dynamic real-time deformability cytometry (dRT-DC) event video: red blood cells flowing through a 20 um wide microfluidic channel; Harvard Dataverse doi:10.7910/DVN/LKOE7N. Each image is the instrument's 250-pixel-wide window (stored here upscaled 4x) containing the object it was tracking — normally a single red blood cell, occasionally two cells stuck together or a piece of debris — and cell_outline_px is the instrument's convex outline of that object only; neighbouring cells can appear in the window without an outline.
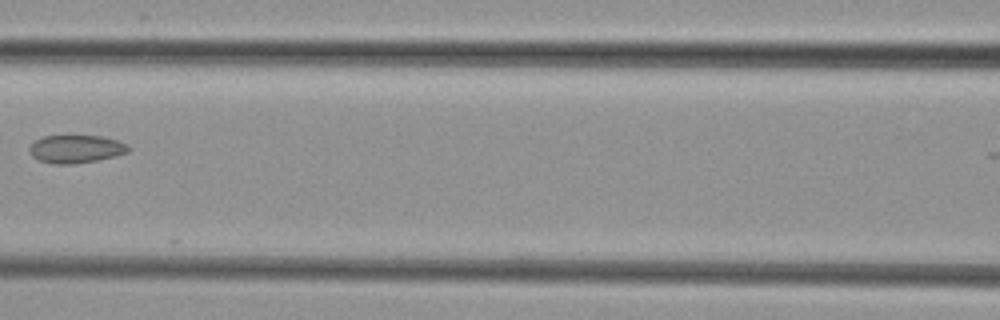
{"species": "common noctule bat (a hibernating species)", "species_latin": "Nyctalus noctula", "temperature_condition": "cold", "stored_images_in_passage": 7, "camera_frame_rate_fps": 3000, "um_per_image_px": 0.085, "animal": {"sex": "female", "body_mass_g": 29.2, "forearm_length_mm": 56.3}, "frame": {"image": 1, "passage_image": 7, "time_ms": 8.0, "image_size_px": [1000, 320], "cell_outline_px": [[128, 152], [116, 156], [96, 160], [72, 164], [52, 164], [40, 160], [32, 156], [28, 148], [36, 140], [44, 136], [72, 132], [100, 136], [116, 140], [128, 144]], "centroid_in_image_um": [6.43, 12.61], "position_along_channel_um": 160.2, "area_um2": 16.76}}